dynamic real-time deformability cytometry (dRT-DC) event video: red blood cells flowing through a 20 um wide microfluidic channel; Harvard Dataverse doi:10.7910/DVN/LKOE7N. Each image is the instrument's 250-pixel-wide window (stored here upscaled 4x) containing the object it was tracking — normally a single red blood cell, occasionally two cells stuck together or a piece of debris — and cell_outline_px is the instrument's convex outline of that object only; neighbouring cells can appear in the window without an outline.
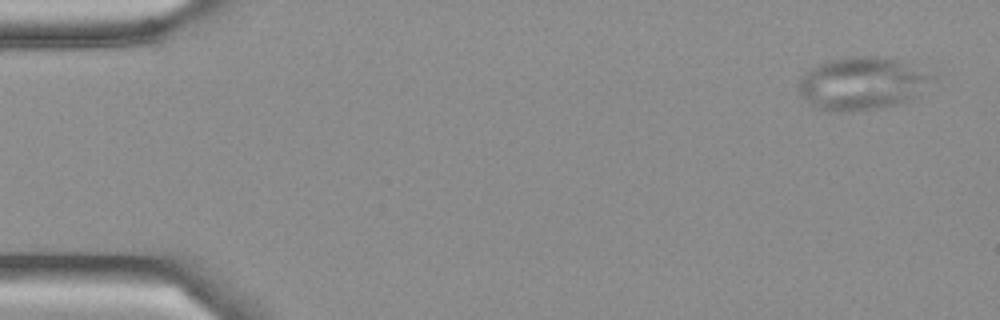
{"species": "Egyptian fruit bat (a non-hibernating species)", "species_latin": "Rousettus aegyptiacus", "temperature_condition": "cold", "stored_images_in_passage": 6, "camera_frame_rate_fps": 3000, "um_per_image_px": 0.085, "frame": {"image": 1, "passage_image": 1, "time_ms": 0.0, "image_size_px": [1000, 320], "cell_outline_px": [[940, 76], [936, 80], [912, 100], [900, 104], [880, 108], [828, 112], [808, 104], [800, 96], [796, 88], [800, 76], [804, 72], [816, 64], [824, 60], [848, 56], [880, 56], [896, 60]], "centroid_in_image_um": [73.26, 7.09], "position_along_channel_um": 11.7, "area_um2": 42.08}}